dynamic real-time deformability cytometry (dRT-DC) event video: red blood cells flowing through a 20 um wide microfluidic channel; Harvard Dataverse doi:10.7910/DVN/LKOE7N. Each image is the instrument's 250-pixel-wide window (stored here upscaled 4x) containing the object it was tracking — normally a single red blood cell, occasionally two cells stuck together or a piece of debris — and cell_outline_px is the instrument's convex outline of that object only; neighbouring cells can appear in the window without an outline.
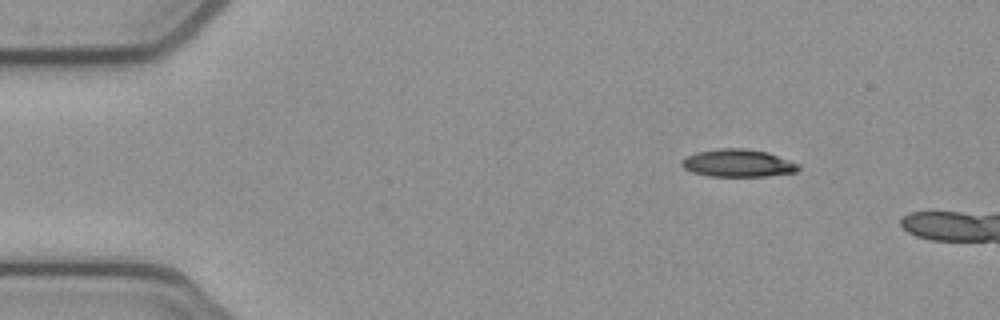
{"species": "common noctule bat (a hibernating species)", "species_latin": "Nyctalus noctula", "temperature_condition": "cold", "stored_images_in_passage": 6, "camera_frame_rate_fps": 3000, "um_per_image_px": 0.085, "animal": {"sex": "female", "body_mass_g": 21.9}, "frame": {"image": 1, "passage_image": 1, "time_ms": 0.0, "image_size_px": [1000, 320], "cell_outline_px": [[800, 168], [796, 172], [768, 176], [708, 176], [692, 172], [684, 168], [680, 164], [680, 160], [696, 152], [720, 148], [744, 148], [768, 152], [800, 164]], "centroid_in_image_um": [62.73, 13.86], "position_along_channel_um": 22.3, "area_um2": 18.9}}